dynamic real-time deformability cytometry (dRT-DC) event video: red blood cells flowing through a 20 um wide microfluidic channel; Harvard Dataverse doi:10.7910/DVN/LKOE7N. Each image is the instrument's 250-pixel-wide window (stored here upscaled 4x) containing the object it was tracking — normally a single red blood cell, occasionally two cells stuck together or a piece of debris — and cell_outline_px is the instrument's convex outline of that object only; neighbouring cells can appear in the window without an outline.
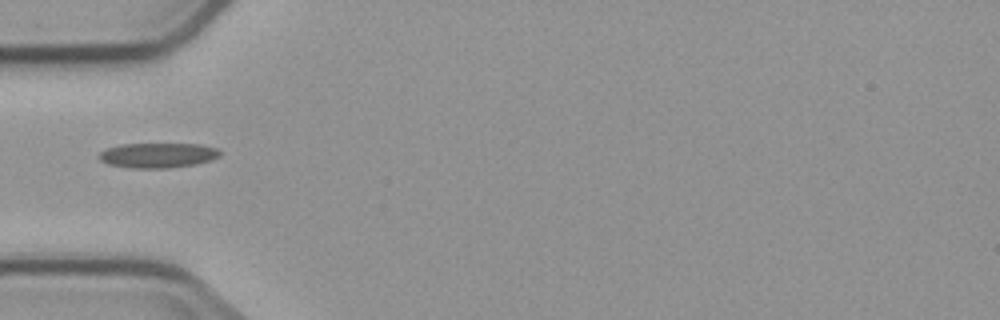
{"species": "common noctule bat (a hibernating species)", "species_latin": "Nyctalus noctula", "temperature_condition": "cold", "stored_images_in_passage": 1, "camera_frame_rate_fps": 3000, "um_per_image_px": 0.085, "animal": {"sex": "male", "body_mass_g": 23.1, "forearm_length_mm": 52.7}, "frame": {"image": 1, "passage_image": 1, "time_ms": 0.0, "image_size_px": [1000, 320], "cell_outline_px": [[220, 156], [212, 160], [196, 164], [168, 168], [132, 168], [108, 164], [100, 160], [96, 156], [100, 152], [108, 148], [120, 144], [200, 144], [216, 148], [220, 152]], "centroid_in_image_um": [13.4, 13.2], "position_along_channel_um": 71.6, "area_um2": 17.63}}